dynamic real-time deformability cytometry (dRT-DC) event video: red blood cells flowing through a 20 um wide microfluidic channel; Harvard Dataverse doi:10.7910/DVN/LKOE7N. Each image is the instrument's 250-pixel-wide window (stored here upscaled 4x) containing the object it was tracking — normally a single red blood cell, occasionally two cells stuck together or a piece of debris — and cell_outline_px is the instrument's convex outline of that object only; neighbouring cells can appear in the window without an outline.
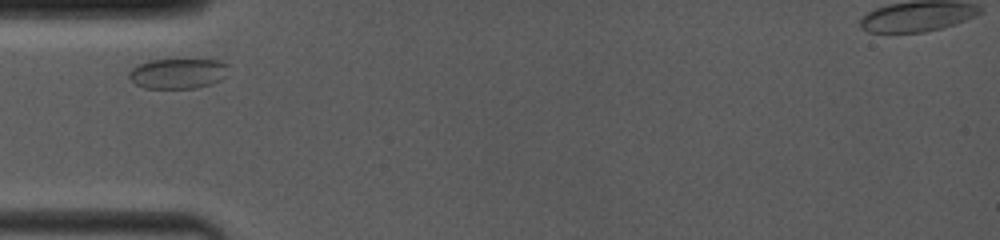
{"species": "common noctule bat (a hibernating species)", "species_latin": "Nyctalus noctula", "temperature_condition": "room temperature", "stored_images_in_passage": 15, "camera_frame_rate_fps": 4000, "um_per_image_px": 0.085, "animal": {"sex": "female", "body_mass_g": 19.0, "forearm_length_mm": 53.3}, "frame": {"image": 1, "passage_image": 1, "time_ms": 0.0, "image_size_px": [1000, 240], "cell_outline_px": [[228, 64], [224, 76], [220, 80], [212, 84], [196, 88], [144, 88], [136, 84], [128, 76], [128, 72], [132, 68], [148, 60], [184, 56], [188, 56], [220, 60]], "centroid_in_image_um": [15.14, 6.17], "position_along_channel_um": 69.9, "area_um2": 18.5}}
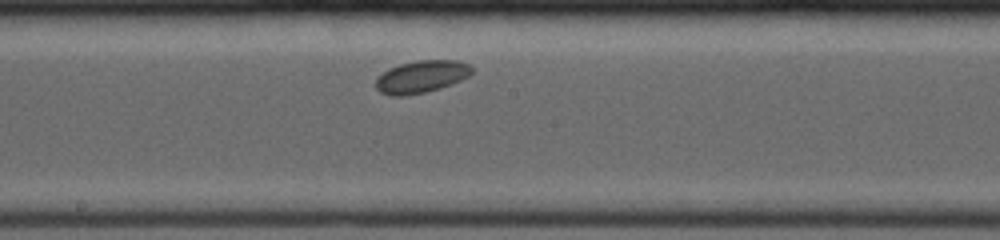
{"frame": {"image": 2, "passage_image": 9, "time_ms": 3.75, "image_size_px": [1000, 240], "cell_outline_px": [[472, 72], [468, 76], [460, 80], [440, 88], [424, 92], [404, 96], [392, 96], [380, 92], [376, 88], [376, 80], [388, 68], [400, 64], [416, 60], [456, 60], [468, 64], [472, 68]], "centroid_in_image_um": [35.8, 6.51], "position_along_channel_um": 212.4, "area_um2": 17.92}}
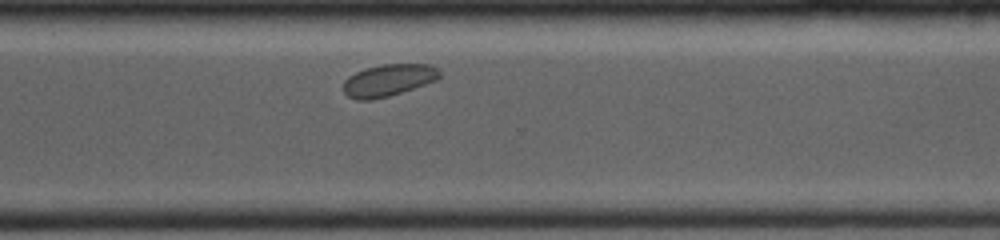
{"frame": {"image": 3, "passage_image": 15, "time_ms": 7.0, "image_size_px": [1000, 240], "cell_outline_px": [[440, 76], [436, 80], [388, 96], [368, 100], [356, 100], [348, 96], [344, 92], [344, 80], [348, 76], [364, 68], [380, 64], [432, 64], [440, 68]], "centroid_in_image_um": [33.01, 6.79], "position_along_channel_um": 337.6, "area_um2": 17.92}}